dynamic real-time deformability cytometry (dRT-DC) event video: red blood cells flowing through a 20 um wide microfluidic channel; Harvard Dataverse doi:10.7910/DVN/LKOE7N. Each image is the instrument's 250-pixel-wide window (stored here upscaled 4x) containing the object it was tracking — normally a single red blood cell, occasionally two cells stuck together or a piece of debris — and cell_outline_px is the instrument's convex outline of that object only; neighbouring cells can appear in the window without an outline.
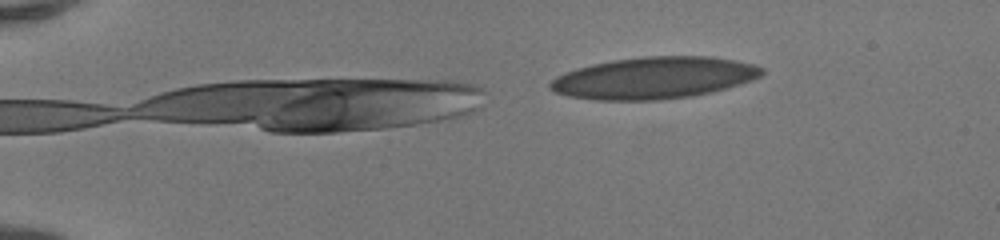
{"species": "human", "species_latin": "Homo sapiens", "temperature_condition": "room temperature", "stored_images_in_passage": 3, "camera_frame_rate_fps": 3000, "um_per_image_px": 0.085, "donor": {"sex": "female"}, "frame": {"image": 1, "passage_image": 3, "time_ms": 0.667, "image_size_px": [1000, 240], "cell_outline_px": [[764, 72], [760, 76], [752, 80], [740, 84], [712, 92], [692, 96], [660, 100], [596, 100], [568, 96], [556, 92], [548, 88], [548, 84], [556, 76], [564, 72], [576, 68], [592, 64], [612, 60], [644, 56], [712, 56], [752, 64], [764, 68]], "centroid_in_image_um": [55.56, 6.62], "position_along_channel_um": 29.4, "area_um2": 51.67}}